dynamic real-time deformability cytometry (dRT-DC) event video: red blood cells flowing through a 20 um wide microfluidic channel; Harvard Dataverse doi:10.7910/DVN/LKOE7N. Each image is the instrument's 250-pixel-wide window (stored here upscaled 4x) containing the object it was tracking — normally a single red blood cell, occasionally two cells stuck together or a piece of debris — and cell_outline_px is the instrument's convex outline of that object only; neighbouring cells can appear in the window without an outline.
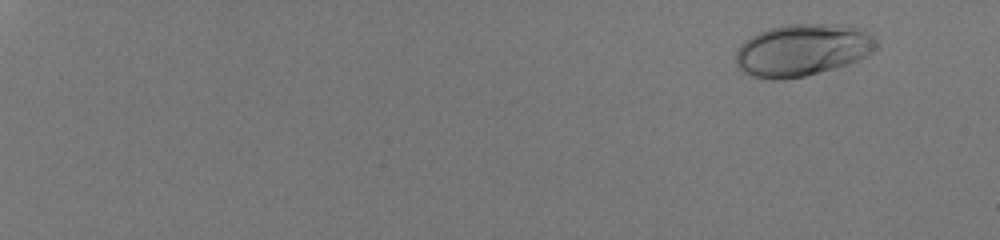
{"species": "human", "species_latin": "Homo sapiens", "temperature_condition": "room temperature", "stored_images_in_passage": 51, "camera_frame_rate_fps": 3000, "um_per_image_px": 0.085, "donor": {"sex": "male"}, "frame": {"image": 1, "passage_image": 4, "time_ms": 1.0, "image_size_px": [1000, 240], "cell_outline_px": [[880, 48], [848, 64], [836, 68], [804, 76], [784, 80], [772, 80], [752, 76], [744, 72], [736, 64], [736, 52], [740, 44], [744, 40], [768, 28], [788, 24], [848, 24], [860, 28], [872, 36], [880, 44]], "centroid_in_image_um": [68.23, 4.25], "position_along_channel_um": 16.8, "area_um2": 43.0}}
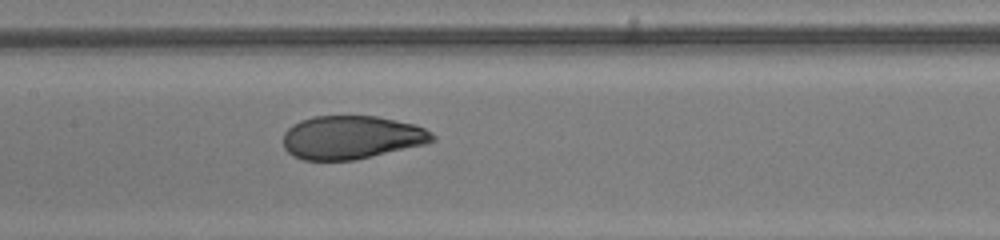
{"frame": {"image": 2, "passage_image": 33, "time_ms": 10.667, "image_size_px": [1000, 240], "cell_outline_px": [[436, 140], [424, 144], [356, 160], [304, 160], [292, 156], [284, 148], [284, 132], [292, 124], [300, 120], [312, 116], [376, 116], [416, 124], [424, 128], [436, 136]], "centroid_in_image_um": [29.87, 11.67], "position_along_channel_um": 177.5, "area_um2": 37.86}}
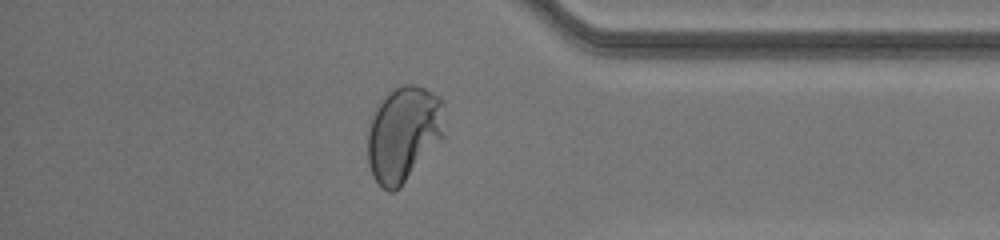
{"frame": {"image": 3, "passage_image": 50, "time_ms": 16.333, "image_size_px": [1000, 240], "cell_outline_px": [[444, 136], [400, 188], [392, 192], [388, 192], [372, 176], [368, 164], [368, 132], [372, 112], [388, 88], [404, 84], [416, 84], [440, 96], [444, 100]], "centroid_in_image_um": [34.3, 11.32], "position_along_channel_um": 400.9, "area_um2": 43.47}, "authors_computed_cell_mechanics": {"area_um2": 38.6104, "velocity_mm_per_s": 4.0879, "shape_relaxation_time_tau1_ms": 5.5433, "shape_relaxation_time_tau2_ms": null, "deformation_change_tau1": 0.2272, "deformation_change_tau2": null}}